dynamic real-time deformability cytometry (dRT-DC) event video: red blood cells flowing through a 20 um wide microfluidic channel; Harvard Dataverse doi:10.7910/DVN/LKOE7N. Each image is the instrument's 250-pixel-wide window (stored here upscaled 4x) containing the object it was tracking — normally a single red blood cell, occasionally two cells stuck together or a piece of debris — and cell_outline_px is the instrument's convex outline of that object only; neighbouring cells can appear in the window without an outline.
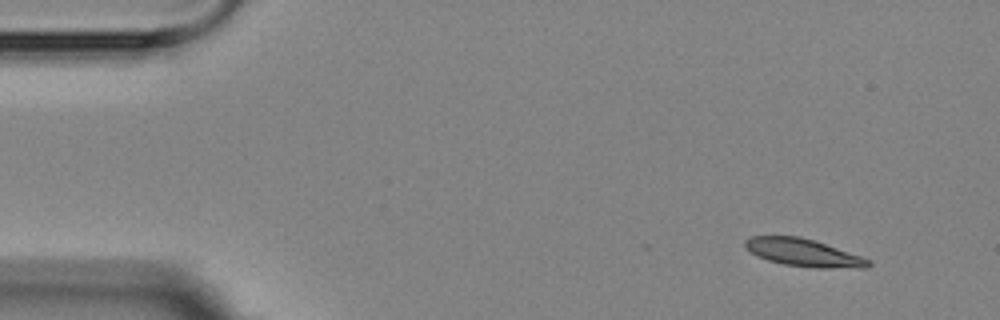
{"species": "Egyptian fruit bat (a non-hibernating species)", "species_latin": "Rousettus aegyptiacus", "temperature_condition": "room temperature", "stored_images_in_passage": 4, "camera_frame_rate_fps": 3000, "um_per_image_px": 0.085, "animal": {"sex": "female"}, "frame": {"image": 1, "passage_image": 1, "time_ms": 0.0, "image_size_px": [1000, 320], "cell_outline_px": [[872, 264], [868, 268], [816, 268], [784, 264], [768, 260], [756, 256], [744, 244], [744, 240], [748, 236], [800, 236], [860, 256], [868, 260]], "centroid_in_image_um": [68.26, 21.48], "position_along_channel_um": 16.7, "area_um2": 19.54}}
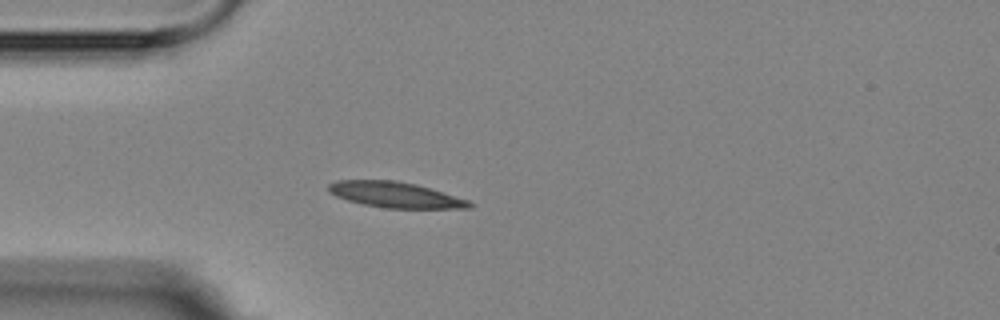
{"frame": {"image": 2, "passage_image": 4, "time_ms": 3.333, "image_size_px": [1000, 320], "cell_outline_px": [[472, 208], [388, 208], [364, 204], [348, 200], [336, 196], [328, 192], [328, 184], [336, 180], [396, 180], [416, 184], [468, 200], [472, 204]], "centroid_in_image_um": [33.56, 16.55], "position_along_channel_um": 51.4, "area_um2": 20.87}}